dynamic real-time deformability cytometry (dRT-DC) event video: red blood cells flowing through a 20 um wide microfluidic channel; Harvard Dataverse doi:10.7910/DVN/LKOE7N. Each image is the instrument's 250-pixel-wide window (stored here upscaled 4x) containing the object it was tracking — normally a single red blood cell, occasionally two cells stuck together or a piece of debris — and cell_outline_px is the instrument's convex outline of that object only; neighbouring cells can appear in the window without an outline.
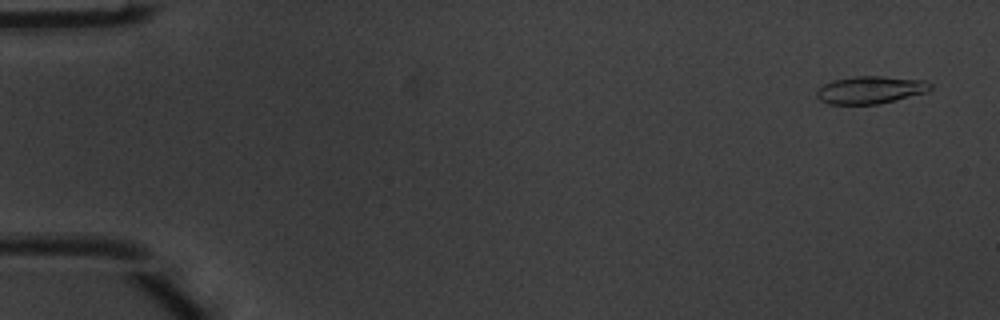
{"species": "common noctule bat (a hibernating species)", "species_latin": "Nyctalus noctula", "temperature_condition": "warm", "stored_images_in_passage": 51, "camera_frame_rate_fps": 3000, "um_per_image_px": 0.085, "animal": {"sex": "male", "body_mass_g": 20.1, "forearm_length_mm": 53.5}, "frame": {"image": 1, "passage_image": 3, "time_ms": 0.667, "image_size_px": [1000, 320], "cell_outline_px": [[932, 88], [924, 92], [880, 104], [828, 104], [820, 100], [816, 96], [816, 88], [832, 80], [852, 76], [884, 76], [924, 80], [932, 84]], "centroid_in_image_um": [73.93, 7.63], "position_along_channel_um": 11.1, "area_um2": 18.32}}
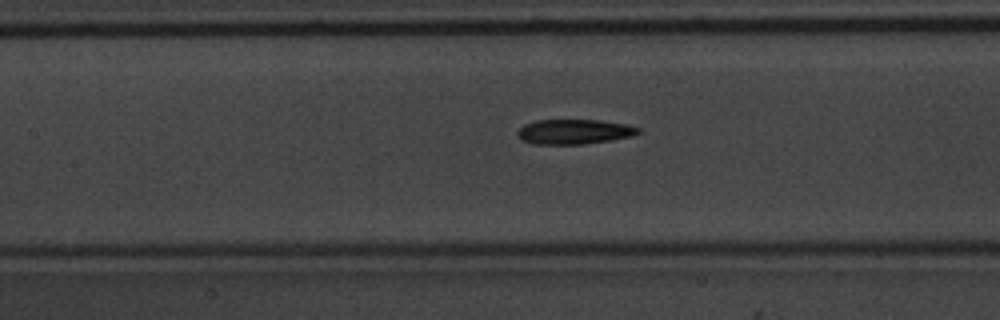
{"frame": {"image": 2, "passage_image": 24, "time_ms": 7.667, "image_size_px": [1000, 320], "cell_outline_px": [[640, 132], [632, 136], [612, 140], [584, 144], [532, 144], [520, 140], [516, 132], [524, 124], [536, 120], [600, 120], [628, 124], [640, 128]], "centroid_in_image_um": [48.8, 11.19], "position_along_channel_um": 158.6, "area_um2": 17.69}}
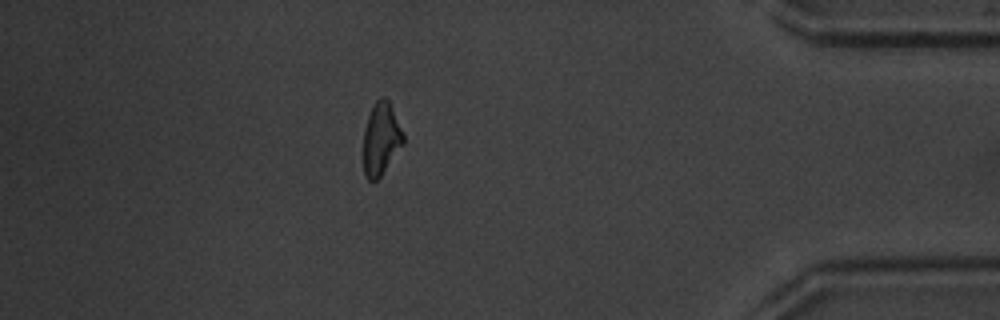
{"frame": {"image": 3, "passage_image": 45, "time_ms": 14.667, "image_size_px": [1000, 320], "cell_outline_px": [[404, 144], [380, 176], [376, 180], [368, 180], [364, 172], [364, 128], [368, 116], [376, 100], [380, 96], [384, 96], [388, 100], [404, 132]], "centroid_in_image_um": [32.41, 11.78], "position_along_channel_um": 402.8, "area_um2": 16.76}, "authors_computed_cell_mechanics": {"area_um2": 17.6868, "velocity_mm_per_s": 4.0434, "shape_relaxation_time_tau1_ms": 3.0174, "shape_relaxation_time_tau2_ms": 5.77, "deformation_change_tau1": 0.1609, "deformation_change_tau2": 0.1835}}